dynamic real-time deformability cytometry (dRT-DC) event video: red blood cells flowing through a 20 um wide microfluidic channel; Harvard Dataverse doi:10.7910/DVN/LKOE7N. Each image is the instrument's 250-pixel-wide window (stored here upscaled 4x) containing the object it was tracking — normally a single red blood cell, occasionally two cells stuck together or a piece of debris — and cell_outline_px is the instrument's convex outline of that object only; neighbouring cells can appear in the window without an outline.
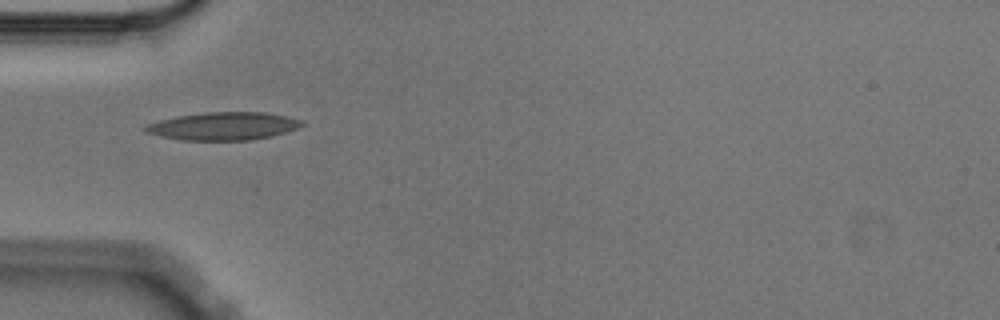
{"species": "Egyptian fruit bat (a non-hibernating species)", "species_latin": "Rousettus aegyptiacus", "temperature_condition": "cold", "stored_images_in_passage": 2, "camera_frame_rate_fps": 3000, "um_per_image_px": 0.085, "animal": {"sex": "male"}, "frame": {"image": 1, "passage_image": 1, "time_ms": 0.0, "image_size_px": [1000, 320], "cell_outline_px": [[304, 124], [296, 128], [272, 136], [248, 140], [184, 140], [160, 136], [148, 132], [144, 128], [148, 124], [160, 120], [176, 116], [204, 112], [264, 112], [304, 120]], "centroid_in_image_um": [19.0, 10.71], "position_along_channel_um": 66.0, "area_um2": 25.14}}
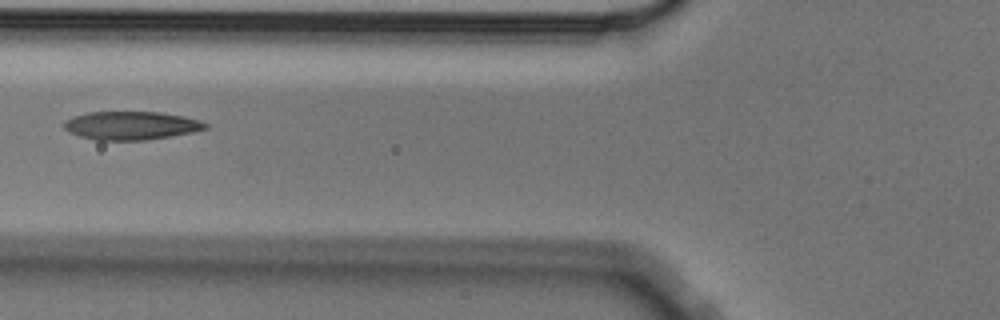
{"frame": {"image": 2, "passage_image": 2, "time_ms": 0.333, "image_size_px": [1000, 320], "cell_outline_px": [[208, 128], [192, 132], [172, 136], [148, 140], [96, 140], [80, 136], [68, 132], [64, 128], [64, 120], [72, 116], [88, 112], [160, 112], [184, 116], [200, 120], [208, 124]], "centroid_in_image_um": [11.14, 10.67], "position_along_channel_um": 114.7, "area_um2": 23.52}}